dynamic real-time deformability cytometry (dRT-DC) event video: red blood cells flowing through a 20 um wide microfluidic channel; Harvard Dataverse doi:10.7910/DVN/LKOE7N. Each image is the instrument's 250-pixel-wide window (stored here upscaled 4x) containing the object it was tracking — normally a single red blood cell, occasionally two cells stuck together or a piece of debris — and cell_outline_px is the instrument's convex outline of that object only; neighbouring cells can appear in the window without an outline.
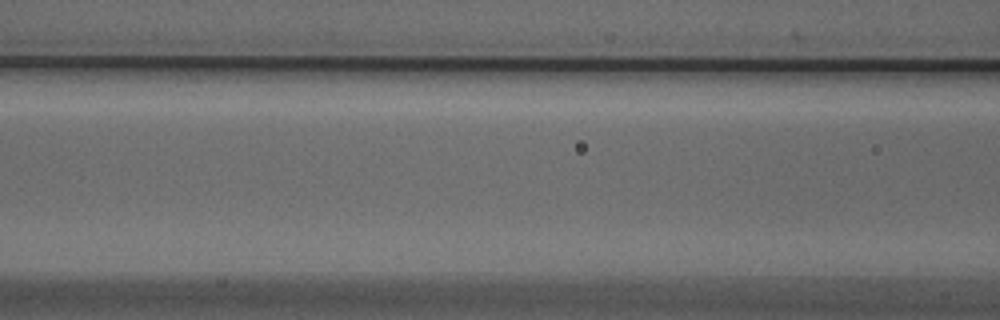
{"species": "Egyptian fruit bat (a non-hibernating species)", "species_latin": "Rousettus aegyptiacus", "temperature_condition": "cold", "stored_images_in_passage": 3, "camera_frame_rate_fps": 3000, "um_per_image_px": 0.085, "animal": {"sex": "male"}, "frame": {"image": 1, "passage_image": 3, "time_ms": 0.667, "image_size_px": [1000, 320], "cell_outline_px": [[580, 120], [576, 124], [556, 128], [428, 136], [380, 132], [340, 128], [332, 120], [340, 116], [440, 112], [548, 116]], "centroid_in_image_um": [38.17, 10.47], "position_along_channel_um": 128.4, "area_um2": 29.59}}